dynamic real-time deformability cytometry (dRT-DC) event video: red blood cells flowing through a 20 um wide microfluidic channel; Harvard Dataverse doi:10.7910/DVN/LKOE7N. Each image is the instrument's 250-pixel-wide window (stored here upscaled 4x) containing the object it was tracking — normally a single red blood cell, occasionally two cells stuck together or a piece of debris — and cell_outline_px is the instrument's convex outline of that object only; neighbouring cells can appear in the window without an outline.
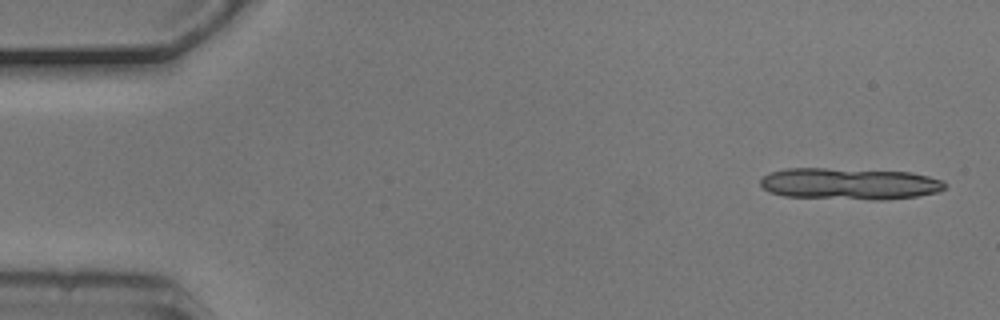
{"species": "common noctule bat (a hibernating species)", "species_latin": "Nyctalus noctula", "temperature_condition": "cold", "stored_images_in_passage": 8, "segment_of_instrument_passage": [1, 2], "camera_frame_rate_fps": 3000, "um_per_image_px": 0.085, "animal": {"sex": "male", "body_mass_g": 20.5, "forearm_length_mm": 52.5}, "frame": {"image": 1, "passage_image": 1, "time_ms": 0.0, "image_size_px": [1000, 320], "cell_outline_px": [[948, 184], [940, 192], [916, 196], [884, 200], [872, 200], [784, 196], [768, 192], [760, 184], [760, 180], [764, 176], [772, 172], [788, 168], [824, 168], [912, 172], [944, 180]], "centroid_in_image_um": [72.25, 15.62], "position_along_channel_um": 12.8, "area_um2": 34.22}}